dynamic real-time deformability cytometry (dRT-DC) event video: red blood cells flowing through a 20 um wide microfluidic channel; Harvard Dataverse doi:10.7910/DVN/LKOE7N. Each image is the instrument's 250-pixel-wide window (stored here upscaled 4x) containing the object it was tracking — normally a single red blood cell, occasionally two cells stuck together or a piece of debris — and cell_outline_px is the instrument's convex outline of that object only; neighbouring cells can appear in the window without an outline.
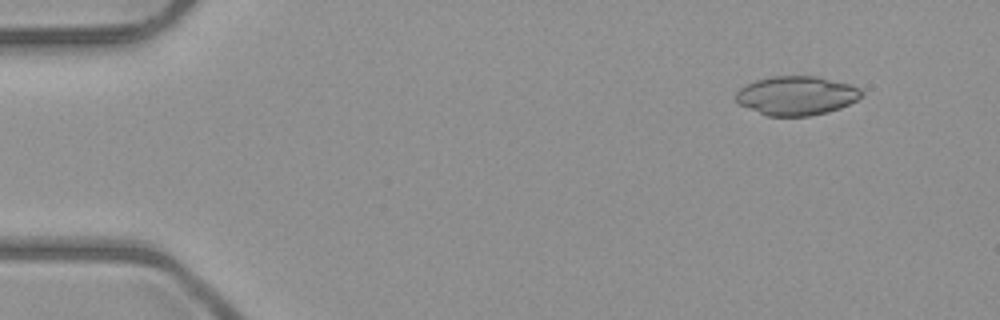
{"species": "common noctule bat (a hibernating species)", "species_latin": "Nyctalus noctula", "temperature_condition": "room temperature", "stored_images_in_passage": 3, "camera_frame_rate_fps": 3000, "um_per_image_px": 0.085, "animal": {"sex": "male", "body_mass_g": 23.1, "forearm_length_mm": 52.7}, "frame": {"image": 1, "passage_image": 1, "time_ms": 0.0, "image_size_px": [1000, 320], "cell_outline_px": [[864, 92], [856, 100], [840, 108], [828, 112], [808, 116], [768, 116], [748, 108], [740, 104], [736, 100], [736, 92], [740, 88], [756, 80], [772, 76], [816, 76], [848, 84], [860, 88]], "centroid_in_image_um": [67.7, 8.13], "position_along_channel_um": 17.3, "area_um2": 28.32}}